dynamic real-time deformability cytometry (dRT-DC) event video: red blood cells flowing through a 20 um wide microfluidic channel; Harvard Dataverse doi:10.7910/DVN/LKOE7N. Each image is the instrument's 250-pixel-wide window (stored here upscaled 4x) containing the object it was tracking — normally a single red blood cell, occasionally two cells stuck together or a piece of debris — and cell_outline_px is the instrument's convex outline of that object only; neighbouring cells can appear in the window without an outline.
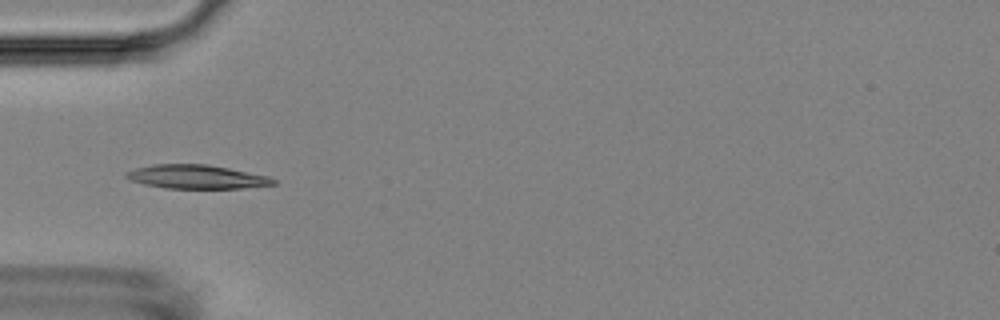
{"species": "Egyptian fruit bat (a non-hibernating species)", "species_latin": "Rousettus aegyptiacus", "temperature_condition": "room temperature", "stored_images_in_passage": 40, "camera_frame_rate_fps": 3000, "um_per_image_px": 0.085, "animal": {"sex": "female"}, "frame": {"image": 1, "passage_image": 3, "time_ms": 0.667, "image_size_px": [1000, 320], "cell_outline_px": [[276, 184], [240, 188], [164, 188], [144, 184], [128, 180], [124, 176], [124, 172], [136, 168], [152, 164], [208, 164], [268, 176], [276, 180]], "centroid_in_image_um": [16.64, 15.02], "position_along_channel_um": 68.4, "area_um2": 20.4}}
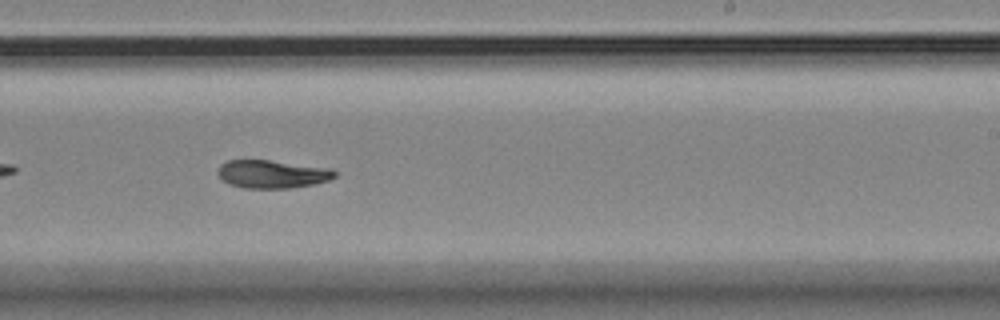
{"frame": {"image": 2, "passage_image": 19, "time_ms": 6.0, "image_size_px": [1000, 320], "cell_outline_px": [[336, 176], [328, 180], [312, 184], [288, 188], [244, 188], [228, 184], [216, 172], [220, 164], [228, 160], [268, 160], [332, 168], [336, 172]], "centroid_in_image_um": [23.12, 14.79], "position_along_channel_um": 265.9, "area_um2": 19.07}}
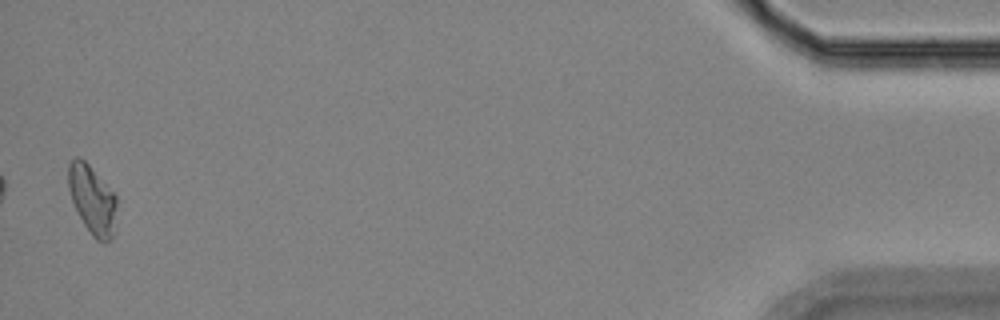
{"frame": {"image": 3, "passage_image": 39, "time_ms": 12.667, "image_size_px": [1000, 320], "cell_outline_px": [[116, 204], [112, 236], [104, 244], [96, 240], [92, 236], [84, 224], [72, 200], [68, 188], [68, 164], [76, 156], [80, 156], [88, 164], [116, 196]], "centroid_in_image_um": [7.81, 16.96], "position_along_channel_um": 427.4, "area_um2": 18.96}, "authors_computed_cell_mechanics": {"area_um2": 19.2474, "velocity_mm_per_s": 3.7018, "shape_relaxation_time_tau1_ms": 6.5976, "shape_relaxation_time_tau2_ms": 9.8895, "deformation_change_tau1": 0.1913, "deformation_change_tau2": 0.1002}}